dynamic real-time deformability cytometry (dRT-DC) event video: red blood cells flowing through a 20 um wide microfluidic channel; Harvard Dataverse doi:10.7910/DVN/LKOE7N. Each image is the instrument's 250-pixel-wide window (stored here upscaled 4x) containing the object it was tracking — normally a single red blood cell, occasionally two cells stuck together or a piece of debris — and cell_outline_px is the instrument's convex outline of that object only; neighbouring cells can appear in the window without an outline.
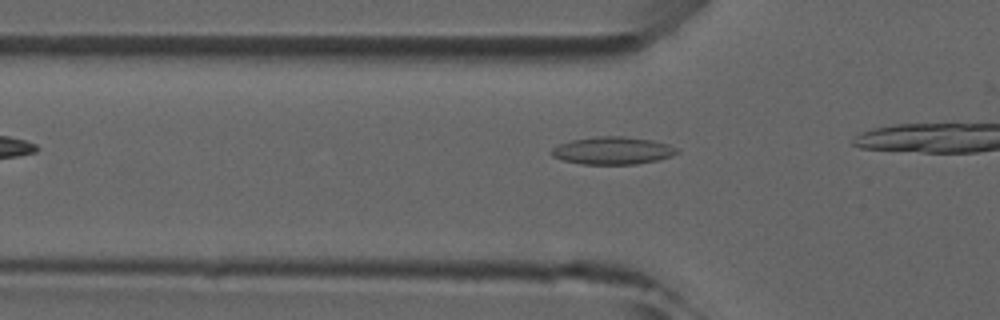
{"species": "common noctule bat (a hibernating species)", "species_latin": "Nyctalus noctula", "temperature_condition": "room temperature", "stored_images_in_passage": 3, "camera_frame_rate_fps": 3000, "um_per_image_px": 0.085, "animal": {"sex": "male", "forearm_length_mm": 52.5}, "frame": {"image": 1, "passage_image": 3, "time_ms": 2.0, "image_size_px": [1000, 320], "cell_outline_px": [[680, 152], [672, 156], [660, 160], [636, 164], [580, 164], [564, 160], [552, 156], [548, 152], [552, 148], [560, 144], [572, 140], [596, 136], [624, 136], [652, 140], [668, 144], [680, 148]], "centroid_in_image_um": [52.12, 12.8], "position_along_channel_um": 73.7, "area_um2": 20.4}}